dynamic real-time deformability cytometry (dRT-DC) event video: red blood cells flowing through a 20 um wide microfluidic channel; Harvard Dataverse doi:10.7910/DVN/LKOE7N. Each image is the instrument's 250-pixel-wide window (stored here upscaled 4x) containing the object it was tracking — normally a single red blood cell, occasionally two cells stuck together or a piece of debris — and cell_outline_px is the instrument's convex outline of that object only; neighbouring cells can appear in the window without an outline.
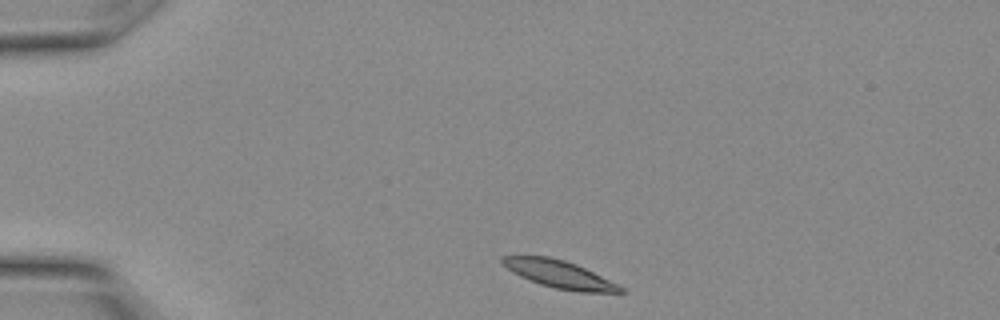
{"species": "Egyptian fruit bat (a non-hibernating species)", "species_latin": "Rousettus aegyptiacus", "temperature_condition": "warm", "stored_images_in_passage": 6, "camera_frame_rate_fps": 3000, "um_per_image_px": 0.085, "animal": {"sex": "female"}, "frame": {"image": 1, "passage_image": 1, "time_ms": 0.0, "image_size_px": [1000, 320], "cell_outline_px": [[628, 292], [580, 292], [556, 288], [540, 284], [520, 276], [512, 272], [500, 264], [500, 256], [548, 256], [564, 260], [576, 264], [624, 288]], "centroid_in_image_um": [47.48, 23.3], "position_along_channel_um": 37.5, "area_um2": 18.73}}
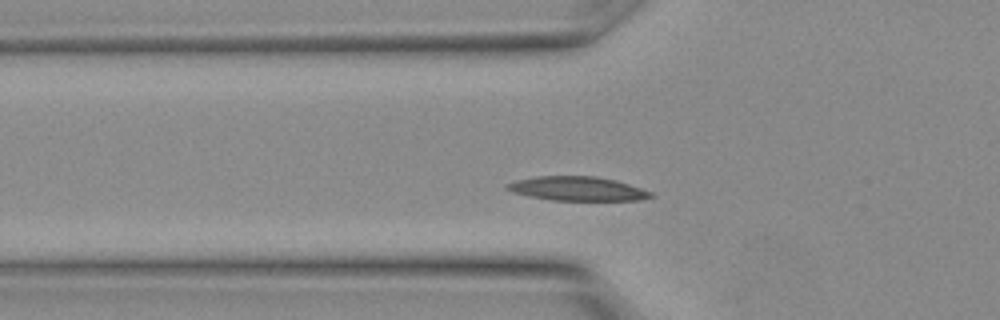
{"frame": {"image": 2, "passage_image": 5, "time_ms": 1.333, "image_size_px": [1000, 320], "cell_outline_px": [[656, 196], [640, 200], [552, 200], [528, 196], [512, 192], [504, 188], [504, 184], [516, 180], [536, 176], [596, 176], [616, 180], [652, 192]], "centroid_in_image_um": [49.05, 16.03], "position_along_channel_um": 76.8, "area_um2": 20.29}}